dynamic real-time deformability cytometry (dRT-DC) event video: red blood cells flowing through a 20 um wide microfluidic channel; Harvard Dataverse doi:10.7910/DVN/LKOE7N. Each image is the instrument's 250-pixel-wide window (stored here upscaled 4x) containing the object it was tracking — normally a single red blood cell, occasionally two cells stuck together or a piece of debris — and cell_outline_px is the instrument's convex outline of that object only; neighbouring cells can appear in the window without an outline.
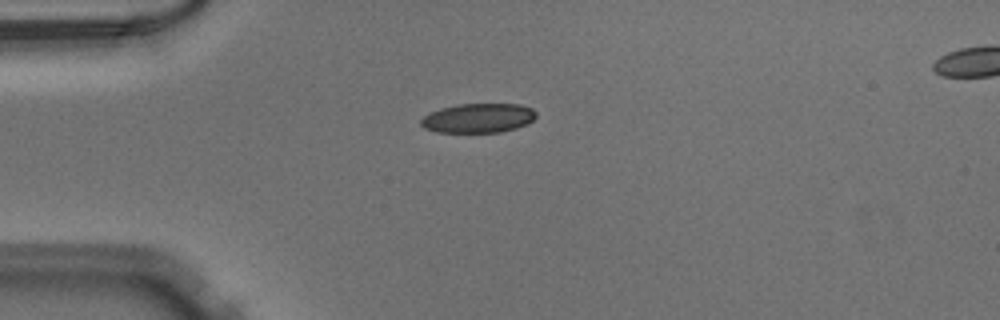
{"species": "Egyptian fruit bat (a non-hibernating species)", "species_latin": "Rousettus aegyptiacus", "temperature_condition": "warm", "stored_images_in_passage": 38, "camera_frame_rate_fps": 3000, "um_per_image_px": 0.085, "animal": {"sex": "male"}, "frame": {"image": 1, "passage_image": 1, "time_ms": 0.0, "image_size_px": [1000, 320], "cell_outline_px": [[536, 116], [528, 124], [516, 128], [500, 132], [436, 132], [424, 128], [420, 124], [420, 120], [428, 112], [440, 108], [456, 104], [520, 104], [532, 108], [536, 112]], "centroid_in_image_um": [40.63, 10.03], "position_along_channel_um": 44.4, "area_um2": 19.88}}
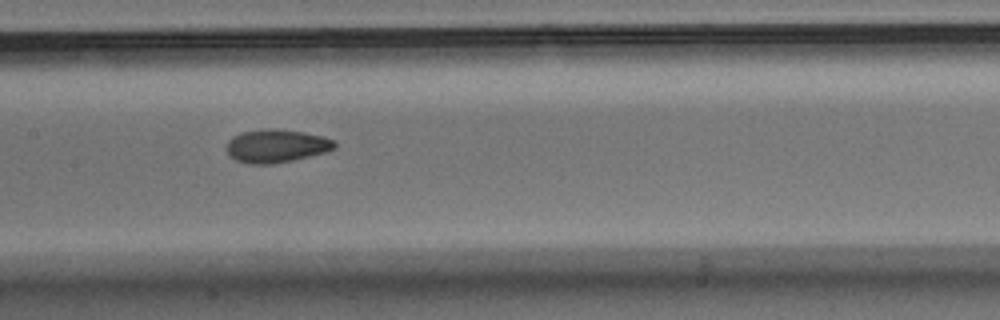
{"frame": {"image": 2, "passage_image": 13, "time_ms": 4.0, "image_size_px": [1000, 320], "cell_outline_px": [[336, 148], [328, 152], [292, 160], [272, 164], [248, 164], [236, 160], [228, 156], [228, 140], [232, 136], [244, 132], [268, 128], [304, 132], [336, 140]], "centroid_in_image_um": [23.51, 12.41], "position_along_channel_um": 183.9, "area_um2": 20.87}}
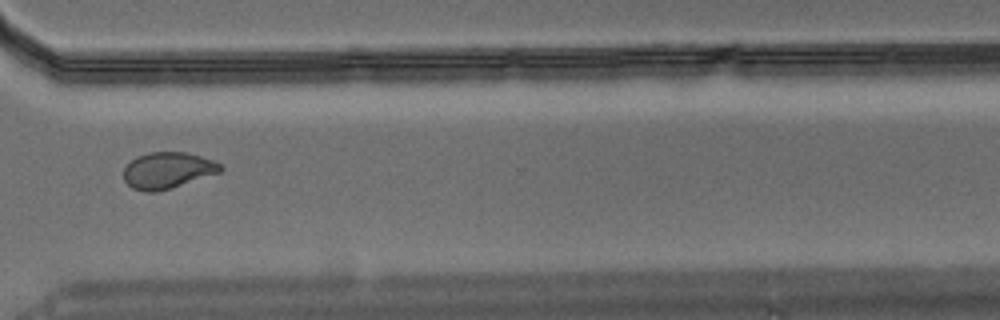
{"frame": {"image": 3, "passage_image": 26, "time_ms": 8.333, "image_size_px": [1000, 320], "cell_outline_px": [[224, 168], [220, 172], [156, 192], [144, 192], [132, 188], [124, 180], [124, 168], [136, 156], [148, 152], [188, 152], [212, 160], [220, 164]], "centroid_in_image_um": [14.22, 14.47], "position_along_channel_um": 356.4, "area_um2": 20.29}}